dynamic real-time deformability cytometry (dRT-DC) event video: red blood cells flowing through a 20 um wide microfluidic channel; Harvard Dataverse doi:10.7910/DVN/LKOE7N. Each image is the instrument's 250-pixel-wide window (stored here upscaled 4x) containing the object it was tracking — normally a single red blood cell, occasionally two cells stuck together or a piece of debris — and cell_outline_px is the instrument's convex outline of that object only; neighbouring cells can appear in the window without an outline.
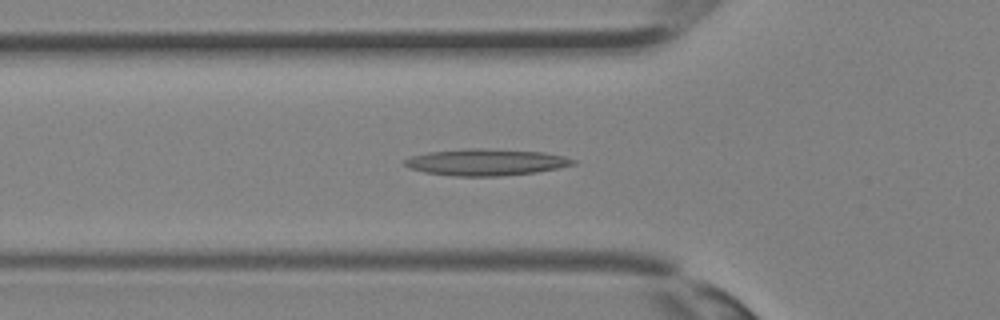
{"species": "Egyptian fruit bat (a non-hibernating species)", "species_latin": "Rousettus aegyptiacus", "temperature_condition": "room temperature", "stored_images_in_passage": 31, "camera_frame_rate_fps": 3000, "um_per_image_px": 0.085, "animal": {"sex": "female"}, "frame": {"image": 1, "passage_image": 8, "time_ms": 2.333, "image_size_px": [1000, 320], "cell_outline_px": [[576, 164], [560, 168], [536, 172], [496, 176], [456, 176], [424, 172], [412, 168], [404, 164], [404, 160], [412, 156], [428, 152], [464, 148], [480, 148], [544, 152], [564, 156], [576, 160]], "centroid_in_image_um": [41.34, 13.78], "position_along_channel_um": 84.5, "area_um2": 26.01}}
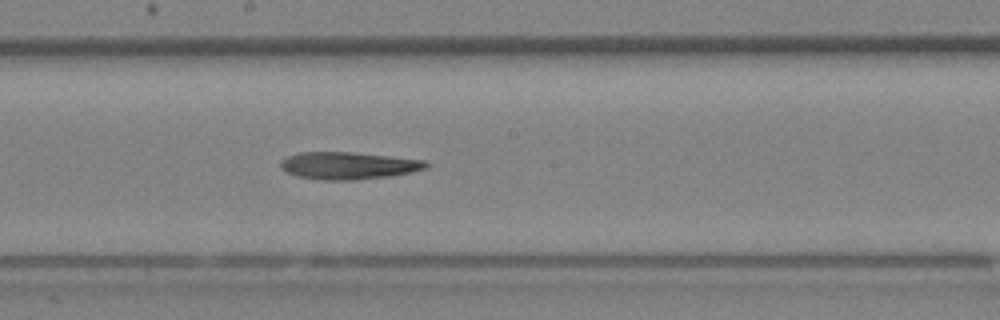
{"frame": {"image": 2, "passage_image": 15, "time_ms": 4.667, "image_size_px": [1000, 320], "cell_outline_px": [[432, 164], [428, 168], [412, 172], [392, 176], [356, 180], [324, 180], [296, 176], [280, 168], [280, 160], [288, 156], [300, 152], [352, 152], [424, 160]], "centroid_in_image_um": [29.64, 14.08], "position_along_channel_um": 218.6, "area_um2": 23.29}}
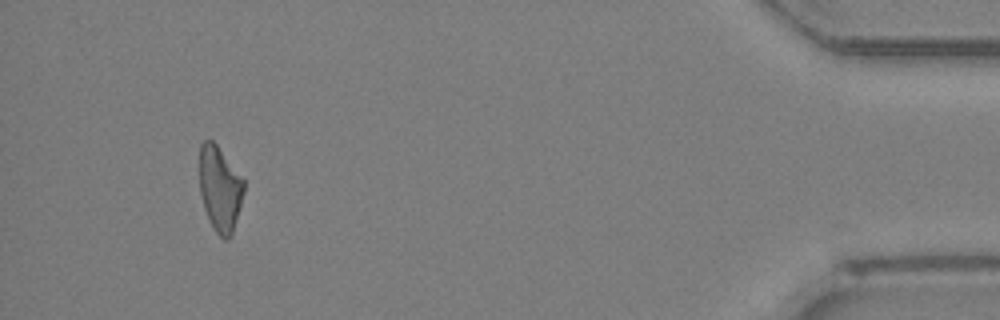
{"frame": {"image": 3, "passage_image": 29, "time_ms": 9.333, "image_size_px": [1000, 320], "cell_outline_px": [[244, 192], [232, 236], [228, 240], [224, 240], [216, 232], [204, 208], [200, 192], [200, 144], [204, 140], [212, 140], [216, 144], [244, 180]], "centroid_in_image_um": [18.7, 16.06], "position_along_channel_um": 416.5, "area_um2": 21.79}}